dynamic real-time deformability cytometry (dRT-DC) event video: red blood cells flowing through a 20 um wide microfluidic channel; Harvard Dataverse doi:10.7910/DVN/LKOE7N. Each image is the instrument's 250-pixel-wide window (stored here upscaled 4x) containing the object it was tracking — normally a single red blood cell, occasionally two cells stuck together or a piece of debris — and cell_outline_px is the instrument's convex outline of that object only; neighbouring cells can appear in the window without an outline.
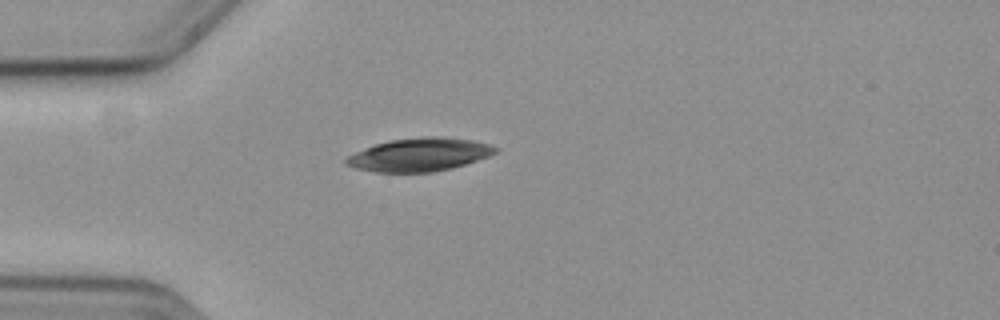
{"species": "common noctule bat (a hibernating species)", "species_latin": "Nyctalus noctula", "temperature_condition": "cold", "stored_images_in_passage": 43, "camera_frame_rate_fps": 3000, "um_per_image_px": 0.085, "animal": {"sex": "female", "body_mass_g": 19.3, "forearm_length_mm": 54.1}, "frame": {"image": 1, "passage_image": 1, "time_ms": 0.0, "image_size_px": [1000, 320], "cell_outline_px": [[500, 148], [496, 152], [488, 156], [452, 168], [432, 172], [376, 172], [356, 168], [344, 164], [344, 160], [348, 156], [356, 152], [376, 144], [392, 140], [428, 136], [440, 136], [472, 140], [488, 144]], "centroid_in_image_um": [35.65, 13.15], "position_along_channel_um": 49.3, "area_um2": 28.55}}
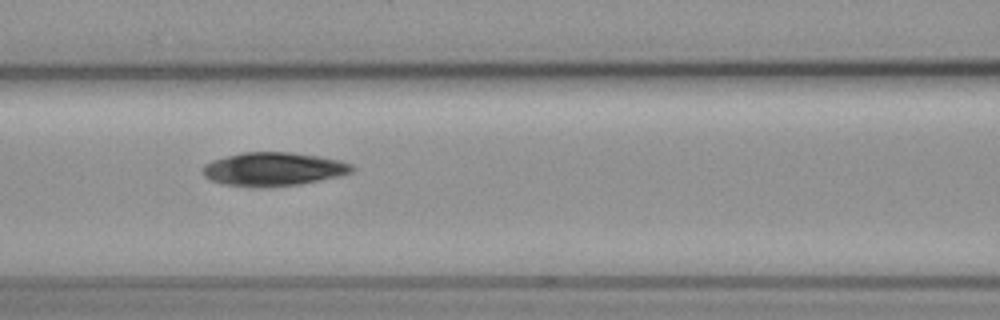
{"frame": {"image": 2, "passage_image": 10, "time_ms": 3.0, "image_size_px": [1000, 320], "cell_outline_px": [[356, 168], [352, 172], [320, 180], [300, 184], [260, 188], [252, 188], [224, 184], [212, 180], [204, 176], [204, 164], [212, 160], [244, 152], [292, 152], [320, 156], [340, 160], [352, 164]], "centroid_in_image_um": [23.26, 14.38], "position_along_channel_um": 143.3, "area_um2": 29.25}}
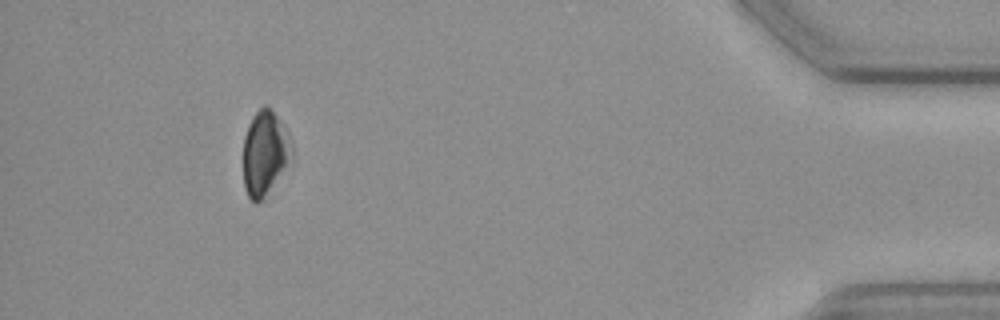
{"frame": {"image": 3, "passage_image": 38, "time_ms": 12.333, "image_size_px": [1000, 320], "cell_outline_px": [[292, 156], [264, 200], [252, 200], [248, 196], [244, 188], [244, 136], [248, 124], [252, 116], [264, 104], [268, 104], [284, 124], [288, 132], [292, 144]], "centroid_in_image_um": [22.52, 12.95], "position_along_channel_um": 412.7, "area_um2": 23.99}, "authors_computed_cell_mechanics": {"area_um2": 26.588, "velocity_mm_per_s": 3.5931, "shape_relaxation_time_tau1_ms": 4.8424, "shape_relaxation_time_tau2_ms": 6.0351, "deformation_change_tau1": 0.1904, "deformation_change_tau2": 0.0779}}